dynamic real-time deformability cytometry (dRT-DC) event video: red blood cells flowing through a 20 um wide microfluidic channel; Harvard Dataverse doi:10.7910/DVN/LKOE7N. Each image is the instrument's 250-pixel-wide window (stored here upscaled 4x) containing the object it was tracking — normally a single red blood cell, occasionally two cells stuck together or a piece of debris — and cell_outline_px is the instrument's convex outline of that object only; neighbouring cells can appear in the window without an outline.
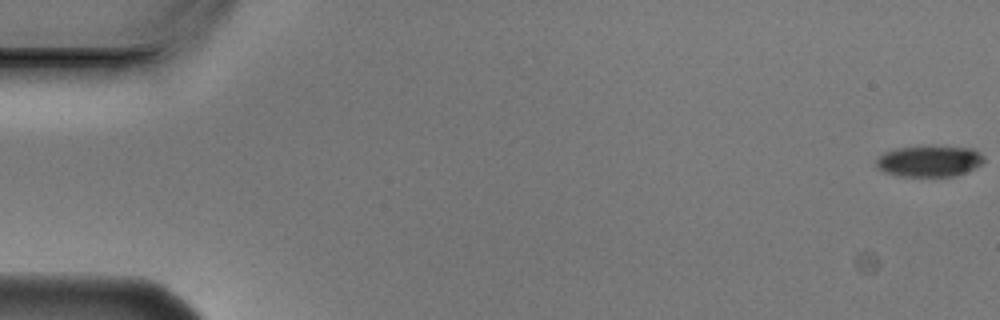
{"species": "Egyptian fruit bat (a non-hibernating species)", "species_latin": "Rousettus aegyptiacus", "temperature_condition": "cold", "stored_images_in_passage": 5, "camera_frame_rate_fps": 3000, "um_per_image_px": 0.085, "animal": {"sex": "male"}, "frame": {"image": 1, "passage_image": 1, "time_ms": 0.0, "image_size_px": [1000, 320], "cell_outline_px": [[984, 160], [980, 164], [956, 176], [900, 176], [884, 172], [876, 164], [876, 160], [884, 152], [896, 148], [972, 148], [980, 152], [984, 156]], "centroid_in_image_um": [78.98, 13.72], "position_along_channel_um": 6.0, "area_um2": 18.79}}
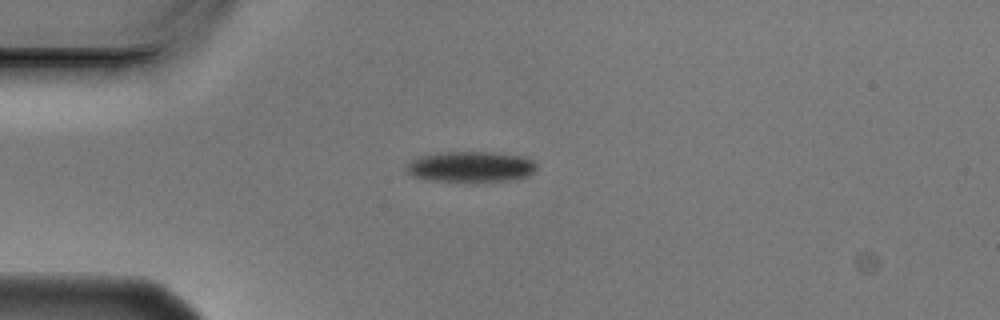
{"frame": {"image": 2, "passage_image": 5, "time_ms": 1.333, "image_size_px": [1000, 320], "cell_outline_px": [[536, 168], [528, 176], [516, 180], [428, 180], [412, 176], [404, 168], [412, 160], [420, 156], [440, 152], [488, 152], [524, 156], [532, 160], [536, 164]], "centroid_in_image_um": [40.01, 14.15], "position_along_channel_um": 45.0, "area_um2": 22.89}}